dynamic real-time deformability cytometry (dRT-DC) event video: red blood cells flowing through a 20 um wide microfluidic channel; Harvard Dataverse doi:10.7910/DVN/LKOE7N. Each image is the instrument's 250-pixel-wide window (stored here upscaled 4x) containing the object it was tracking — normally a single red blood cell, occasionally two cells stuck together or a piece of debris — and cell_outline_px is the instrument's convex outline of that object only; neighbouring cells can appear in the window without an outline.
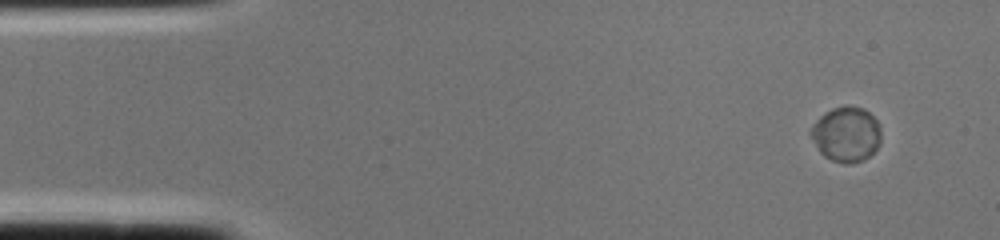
{"species": "common noctule bat (a hibernating species)", "species_latin": "Nyctalus noctula", "temperature_condition": "cold", "stored_images_in_passage": 2, "camera_frame_rate_fps": 3000, "um_per_image_px": 0.085, "animal": {"sex": "female", "body_mass_g": 22.0, "forearm_length_mm": 56.7}, "frame": {"image": 1, "passage_image": 1, "time_ms": 0.0, "image_size_px": [1000, 240], "cell_outline_px": [[880, 144], [864, 160], [852, 164], [844, 164], [832, 160], [824, 156], [820, 152], [812, 136], [812, 128], [816, 120], [824, 112], [832, 108], [844, 104], [848, 104], [864, 108], [876, 120], [880, 128]], "centroid_in_image_um": [71.95, 11.39], "position_along_channel_um": 13.0, "area_um2": 22.48}}
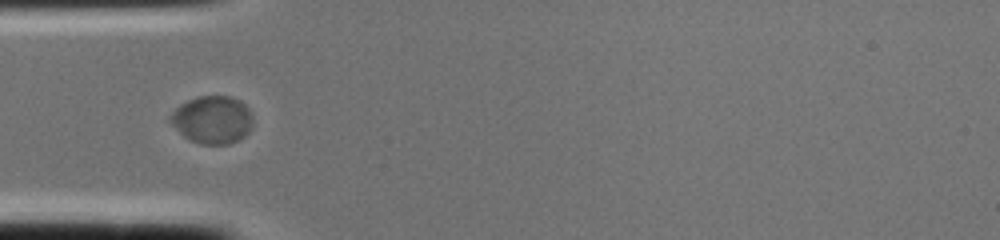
{"frame": {"image": 2, "passage_image": 2, "time_ms": 0.333, "image_size_px": [1000, 240], "cell_outline_px": [[252, 128], [244, 136], [228, 144], [200, 144], [184, 136], [168, 120], [168, 116], [180, 104], [196, 96], [228, 96], [240, 100], [248, 108], [252, 116]], "centroid_in_image_um": [18.04, 10.16], "position_along_channel_um": 67.0, "area_um2": 22.89}}